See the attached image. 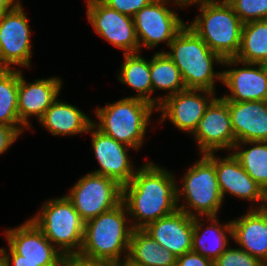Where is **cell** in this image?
I'll use <instances>...</instances> for the list:
<instances>
[{
  "mask_svg": "<svg viewBox=\"0 0 267 266\" xmlns=\"http://www.w3.org/2000/svg\"><path fill=\"white\" fill-rule=\"evenodd\" d=\"M194 217L177 209L149 223L143 230L175 257L192 251Z\"/></svg>",
  "mask_w": 267,
  "mask_h": 266,
  "instance_id": "cell-19",
  "label": "cell"
},
{
  "mask_svg": "<svg viewBox=\"0 0 267 266\" xmlns=\"http://www.w3.org/2000/svg\"><path fill=\"white\" fill-rule=\"evenodd\" d=\"M30 220L64 256L80 253L85 221L66 195L44 202L39 213Z\"/></svg>",
  "mask_w": 267,
  "mask_h": 266,
  "instance_id": "cell-6",
  "label": "cell"
},
{
  "mask_svg": "<svg viewBox=\"0 0 267 266\" xmlns=\"http://www.w3.org/2000/svg\"><path fill=\"white\" fill-rule=\"evenodd\" d=\"M150 76L153 93L155 90L168 91V94L164 97H159V105L165 98L186 89L179 69L164 50L156 52L152 56L150 60Z\"/></svg>",
  "mask_w": 267,
  "mask_h": 266,
  "instance_id": "cell-26",
  "label": "cell"
},
{
  "mask_svg": "<svg viewBox=\"0 0 267 266\" xmlns=\"http://www.w3.org/2000/svg\"><path fill=\"white\" fill-rule=\"evenodd\" d=\"M105 5L119 13L133 17L153 0H101Z\"/></svg>",
  "mask_w": 267,
  "mask_h": 266,
  "instance_id": "cell-32",
  "label": "cell"
},
{
  "mask_svg": "<svg viewBox=\"0 0 267 266\" xmlns=\"http://www.w3.org/2000/svg\"><path fill=\"white\" fill-rule=\"evenodd\" d=\"M217 217H205L210 223L204 228L202 217H194L192 235V251L213 262L228 248L230 242L228 238H233L232 222L221 224Z\"/></svg>",
  "mask_w": 267,
  "mask_h": 266,
  "instance_id": "cell-22",
  "label": "cell"
},
{
  "mask_svg": "<svg viewBox=\"0 0 267 266\" xmlns=\"http://www.w3.org/2000/svg\"><path fill=\"white\" fill-rule=\"evenodd\" d=\"M253 205L245 215L231 221L232 239L240 249L267 264V207L253 209Z\"/></svg>",
  "mask_w": 267,
  "mask_h": 266,
  "instance_id": "cell-20",
  "label": "cell"
},
{
  "mask_svg": "<svg viewBox=\"0 0 267 266\" xmlns=\"http://www.w3.org/2000/svg\"><path fill=\"white\" fill-rule=\"evenodd\" d=\"M116 266H141V265H137V264L129 262L127 259H125L124 261L117 264Z\"/></svg>",
  "mask_w": 267,
  "mask_h": 266,
  "instance_id": "cell-39",
  "label": "cell"
},
{
  "mask_svg": "<svg viewBox=\"0 0 267 266\" xmlns=\"http://www.w3.org/2000/svg\"><path fill=\"white\" fill-rule=\"evenodd\" d=\"M169 1L183 7L179 0H153L133 16L140 50L142 46L157 47L164 41L168 47L186 25L176 11L170 9Z\"/></svg>",
  "mask_w": 267,
  "mask_h": 266,
  "instance_id": "cell-10",
  "label": "cell"
},
{
  "mask_svg": "<svg viewBox=\"0 0 267 266\" xmlns=\"http://www.w3.org/2000/svg\"><path fill=\"white\" fill-rule=\"evenodd\" d=\"M53 136H71L87 133L93 120L75 105L59 101L58 98L39 120Z\"/></svg>",
  "mask_w": 267,
  "mask_h": 266,
  "instance_id": "cell-23",
  "label": "cell"
},
{
  "mask_svg": "<svg viewBox=\"0 0 267 266\" xmlns=\"http://www.w3.org/2000/svg\"><path fill=\"white\" fill-rule=\"evenodd\" d=\"M64 260L70 266H116V264L109 262L88 260L80 257L79 255L65 256Z\"/></svg>",
  "mask_w": 267,
  "mask_h": 266,
  "instance_id": "cell-35",
  "label": "cell"
},
{
  "mask_svg": "<svg viewBox=\"0 0 267 266\" xmlns=\"http://www.w3.org/2000/svg\"><path fill=\"white\" fill-rule=\"evenodd\" d=\"M58 266H70L65 260H63Z\"/></svg>",
  "mask_w": 267,
  "mask_h": 266,
  "instance_id": "cell-41",
  "label": "cell"
},
{
  "mask_svg": "<svg viewBox=\"0 0 267 266\" xmlns=\"http://www.w3.org/2000/svg\"><path fill=\"white\" fill-rule=\"evenodd\" d=\"M25 129L0 124V155L5 153Z\"/></svg>",
  "mask_w": 267,
  "mask_h": 266,
  "instance_id": "cell-33",
  "label": "cell"
},
{
  "mask_svg": "<svg viewBox=\"0 0 267 266\" xmlns=\"http://www.w3.org/2000/svg\"><path fill=\"white\" fill-rule=\"evenodd\" d=\"M127 260L141 266H172L176 257L143 229H133Z\"/></svg>",
  "mask_w": 267,
  "mask_h": 266,
  "instance_id": "cell-25",
  "label": "cell"
},
{
  "mask_svg": "<svg viewBox=\"0 0 267 266\" xmlns=\"http://www.w3.org/2000/svg\"><path fill=\"white\" fill-rule=\"evenodd\" d=\"M0 266H9L7 260L0 253Z\"/></svg>",
  "mask_w": 267,
  "mask_h": 266,
  "instance_id": "cell-40",
  "label": "cell"
},
{
  "mask_svg": "<svg viewBox=\"0 0 267 266\" xmlns=\"http://www.w3.org/2000/svg\"><path fill=\"white\" fill-rule=\"evenodd\" d=\"M195 5L200 14L186 25L223 59L235 58L240 49L243 22L233 7L227 1Z\"/></svg>",
  "mask_w": 267,
  "mask_h": 266,
  "instance_id": "cell-5",
  "label": "cell"
},
{
  "mask_svg": "<svg viewBox=\"0 0 267 266\" xmlns=\"http://www.w3.org/2000/svg\"><path fill=\"white\" fill-rule=\"evenodd\" d=\"M87 133L91 134L95 158L100 165L99 169L91 172L111 178L122 187L128 184L137 170L129 160L127 153L129 149H134L103 134L93 124Z\"/></svg>",
  "mask_w": 267,
  "mask_h": 266,
  "instance_id": "cell-17",
  "label": "cell"
},
{
  "mask_svg": "<svg viewBox=\"0 0 267 266\" xmlns=\"http://www.w3.org/2000/svg\"><path fill=\"white\" fill-rule=\"evenodd\" d=\"M176 263L178 266H213L212 260L194 251L176 257Z\"/></svg>",
  "mask_w": 267,
  "mask_h": 266,
  "instance_id": "cell-34",
  "label": "cell"
},
{
  "mask_svg": "<svg viewBox=\"0 0 267 266\" xmlns=\"http://www.w3.org/2000/svg\"><path fill=\"white\" fill-rule=\"evenodd\" d=\"M19 69H0V124L26 129L18 117Z\"/></svg>",
  "mask_w": 267,
  "mask_h": 266,
  "instance_id": "cell-29",
  "label": "cell"
},
{
  "mask_svg": "<svg viewBox=\"0 0 267 266\" xmlns=\"http://www.w3.org/2000/svg\"><path fill=\"white\" fill-rule=\"evenodd\" d=\"M183 7L195 5L203 2H225L228 0H179Z\"/></svg>",
  "mask_w": 267,
  "mask_h": 266,
  "instance_id": "cell-37",
  "label": "cell"
},
{
  "mask_svg": "<svg viewBox=\"0 0 267 266\" xmlns=\"http://www.w3.org/2000/svg\"><path fill=\"white\" fill-rule=\"evenodd\" d=\"M226 102L236 143L267 141L266 101Z\"/></svg>",
  "mask_w": 267,
  "mask_h": 266,
  "instance_id": "cell-21",
  "label": "cell"
},
{
  "mask_svg": "<svg viewBox=\"0 0 267 266\" xmlns=\"http://www.w3.org/2000/svg\"><path fill=\"white\" fill-rule=\"evenodd\" d=\"M182 178L181 187L179 188L177 184L176 188L178 209L191 217L217 216L222 208L223 198L215 165L201 154V158L187 169ZM181 196L186 205H180Z\"/></svg>",
  "mask_w": 267,
  "mask_h": 266,
  "instance_id": "cell-7",
  "label": "cell"
},
{
  "mask_svg": "<svg viewBox=\"0 0 267 266\" xmlns=\"http://www.w3.org/2000/svg\"><path fill=\"white\" fill-rule=\"evenodd\" d=\"M31 34L21 2L0 17V69L31 66Z\"/></svg>",
  "mask_w": 267,
  "mask_h": 266,
  "instance_id": "cell-11",
  "label": "cell"
},
{
  "mask_svg": "<svg viewBox=\"0 0 267 266\" xmlns=\"http://www.w3.org/2000/svg\"><path fill=\"white\" fill-rule=\"evenodd\" d=\"M213 266H266L259 258L242 249L229 247L213 262Z\"/></svg>",
  "mask_w": 267,
  "mask_h": 266,
  "instance_id": "cell-31",
  "label": "cell"
},
{
  "mask_svg": "<svg viewBox=\"0 0 267 266\" xmlns=\"http://www.w3.org/2000/svg\"><path fill=\"white\" fill-rule=\"evenodd\" d=\"M192 135L197 142L200 154L223 149L232 151L236 140L231 125L229 106L222 97H216L209 104Z\"/></svg>",
  "mask_w": 267,
  "mask_h": 266,
  "instance_id": "cell-15",
  "label": "cell"
},
{
  "mask_svg": "<svg viewBox=\"0 0 267 266\" xmlns=\"http://www.w3.org/2000/svg\"><path fill=\"white\" fill-rule=\"evenodd\" d=\"M243 144L250 147L244 149ZM232 151L246 173L267 192V141L238 142Z\"/></svg>",
  "mask_w": 267,
  "mask_h": 266,
  "instance_id": "cell-28",
  "label": "cell"
},
{
  "mask_svg": "<svg viewBox=\"0 0 267 266\" xmlns=\"http://www.w3.org/2000/svg\"><path fill=\"white\" fill-rule=\"evenodd\" d=\"M95 110L99 122L93 120L92 124L98 130L137 151L144 143L146 129L156 108L144 100L124 97Z\"/></svg>",
  "mask_w": 267,
  "mask_h": 266,
  "instance_id": "cell-4",
  "label": "cell"
},
{
  "mask_svg": "<svg viewBox=\"0 0 267 266\" xmlns=\"http://www.w3.org/2000/svg\"><path fill=\"white\" fill-rule=\"evenodd\" d=\"M240 64L242 67H236ZM222 65L231 67V69L222 71V83L230 91L229 94L221 96L225 101L248 102L267 99V68L265 64L247 63L236 58H227L224 59Z\"/></svg>",
  "mask_w": 267,
  "mask_h": 266,
  "instance_id": "cell-13",
  "label": "cell"
},
{
  "mask_svg": "<svg viewBox=\"0 0 267 266\" xmlns=\"http://www.w3.org/2000/svg\"><path fill=\"white\" fill-rule=\"evenodd\" d=\"M66 197L86 222L121 204L123 187L111 178L90 172L76 182Z\"/></svg>",
  "mask_w": 267,
  "mask_h": 266,
  "instance_id": "cell-8",
  "label": "cell"
},
{
  "mask_svg": "<svg viewBox=\"0 0 267 266\" xmlns=\"http://www.w3.org/2000/svg\"><path fill=\"white\" fill-rule=\"evenodd\" d=\"M4 234L9 248H1L0 253L7 261L41 262V266H58L65 259L30 219L20 226L7 229Z\"/></svg>",
  "mask_w": 267,
  "mask_h": 266,
  "instance_id": "cell-9",
  "label": "cell"
},
{
  "mask_svg": "<svg viewBox=\"0 0 267 266\" xmlns=\"http://www.w3.org/2000/svg\"><path fill=\"white\" fill-rule=\"evenodd\" d=\"M204 93V94H203ZM215 92L202 89H185L165 98L156 109L161 113L159 122L169 121L179 130L194 133Z\"/></svg>",
  "mask_w": 267,
  "mask_h": 266,
  "instance_id": "cell-14",
  "label": "cell"
},
{
  "mask_svg": "<svg viewBox=\"0 0 267 266\" xmlns=\"http://www.w3.org/2000/svg\"><path fill=\"white\" fill-rule=\"evenodd\" d=\"M117 75L120 82L137 91L138 98L149 102L156 109L159 107V96L152 98L153 88L150 76V60H146L139 53L124 54V63Z\"/></svg>",
  "mask_w": 267,
  "mask_h": 266,
  "instance_id": "cell-24",
  "label": "cell"
},
{
  "mask_svg": "<svg viewBox=\"0 0 267 266\" xmlns=\"http://www.w3.org/2000/svg\"><path fill=\"white\" fill-rule=\"evenodd\" d=\"M236 59L256 64L267 63V19L243 24Z\"/></svg>",
  "mask_w": 267,
  "mask_h": 266,
  "instance_id": "cell-27",
  "label": "cell"
},
{
  "mask_svg": "<svg viewBox=\"0 0 267 266\" xmlns=\"http://www.w3.org/2000/svg\"><path fill=\"white\" fill-rule=\"evenodd\" d=\"M177 183L171 173L153 162L136 170L132 180L123 186L122 202L133 219V229H144L149 223L178 209Z\"/></svg>",
  "mask_w": 267,
  "mask_h": 266,
  "instance_id": "cell-1",
  "label": "cell"
},
{
  "mask_svg": "<svg viewBox=\"0 0 267 266\" xmlns=\"http://www.w3.org/2000/svg\"><path fill=\"white\" fill-rule=\"evenodd\" d=\"M9 266H41V262L7 261Z\"/></svg>",
  "mask_w": 267,
  "mask_h": 266,
  "instance_id": "cell-38",
  "label": "cell"
},
{
  "mask_svg": "<svg viewBox=\"0 0 267 266\" xmlns=\"http://www.w3.org/2000/svg\"><path fill=\"white\" fill-rule=\"evenodd\" d=\"M215 152L204 154L214 165L217 181L221 190L223 201L226 193L239 199L258 204L253 209L267 207L266 192L255 182L241 166L238 159L230 153L223 158H217Z\"/></svg>",
  "mask_w": 267,
  "mask_h": 266,
  "instance_id": "cell-16",
  "label": "cell"
},
{
  "mask_svg": "<svg viewBox=\"0 0 267 266\" xmlns=\"http://www.w3.org/2000/svg\"><path fill=\"white\" fill-rule=\"evenodd\" d=\"M87 19L95 33L124 54L140 53L133 17L119 13L101 0H86Z\"/></svg>",
  "mask_w": 267,
  "mask_h": 266,
  "instance_id": "cell-12",
  "label": "cell"
},
{
  "mask_svg": "<svg viewBox=\"0 0 267 266\" xmlns=\"http://www.w3.org/2000/svg\"><path fill=\"white\" fill-rule=\"evenodd\" d=\"M170 52H165L179 69L186 89H202L215 92V82H222V71L213 65L223 64L224 59L187 25L171 41ZM215 62V64H214ZM216 80V81H215Z\"/></svg>",
  "mask_w": 267,
  "mask_h": 266,
  "instance_id": "cell-3",
  "label": "cell"
},
{
  "mask_svg": "<svg viewBox=\"0 0 267 266\" xmlns=\"http://www.w3.org/2000/svg\"><path fill=\"white\" fill-rule=\"evenodd\" d=\"M20 0H0V17L9 11H11Z\"/></svg>",
  "mask_w": 267,
  "mask_h": 266,
  "instance_id": "cell-36",
  "label": "cell"
},
{
  "mask_svg": "<svg viewBox=\"0 0 267 266\" xmlns=\"http://www.w3.org/2000/svg\"><path fill=\"white\" fill-rule=\"evenodd\" d=\"M243 24L267 19V0H228Z\"/></svg>",
  "mask_w": 267,
  "mask_h": 266,
  "instance_id": "cell-30",
  "label": "cell"
},
{
  "mask_svg": "<svg viewBox=\"0 0 267 266\" xmlns=\"http://www.w3.org/2000/svg\"><path fill=\"white\" fill-rule=\"evenodd\" d=\"M122 202L85 222L83 244L78 254L88 260L119 264L127 259L133 228ZM129 224V225H128ZM125 252L124 258L121 255Z\"/></svg>",
  "mask_w": 267,
  "mask_h": 266,
  "instance_id": "cell-2",
  "label": "cell"
},
{
  "mask_svg": "<svg viewBox=\"0 0 267 266\" xmlns=\"http://www.w3.org/2000/svg\"><path fill=\"white\" fill-rule=\"evenodd\" d=\"M63 82L59 77L37 79L27 82L19 69L18 87V117L27 129L32 128L30 117H37L39 121L46 110L59 97Z\"/></svg>",
  "mask_w": 267,
  "mask_h": 266,
  "instance_id": "cell-18",
  "label": "cell"
}]
</instances>
